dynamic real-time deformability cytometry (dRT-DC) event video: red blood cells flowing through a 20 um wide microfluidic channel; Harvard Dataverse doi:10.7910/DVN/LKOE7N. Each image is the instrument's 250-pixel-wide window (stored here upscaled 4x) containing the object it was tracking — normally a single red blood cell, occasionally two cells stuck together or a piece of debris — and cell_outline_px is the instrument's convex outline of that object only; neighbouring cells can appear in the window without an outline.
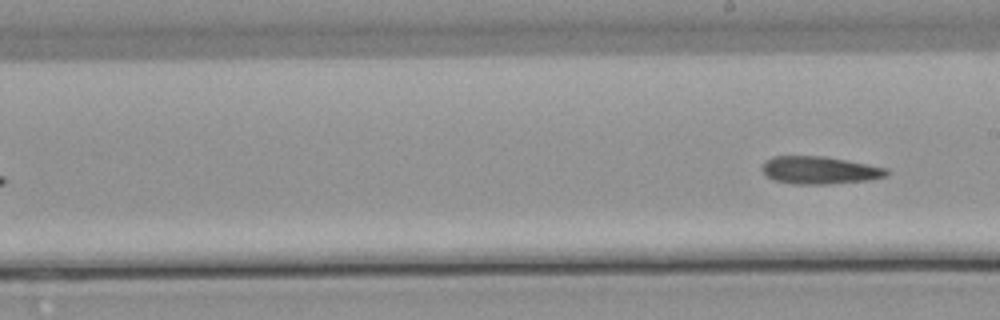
{"species": "common noctule bat (a hibernating species)", "species_latin": "Nyctalus noctula", "temperature_condition": "warm", "stored_images_in_passage": 11, "segment_of_instrument_passage": [2, 2], "camera_frame_rate_fps": 3000, "um_per_image_px": 0.085, "animal": {"sex": "male", "body_mass_g": 21.5, "forearm_length_mm": 52.0}, "frame": {"image": 1, "passage_image": 11, "time_ms": 12.667, "image_size_px": [1000, 320], "cell_outline_px": [[888, 176], [868, 180], [828, 184], [792, 184], [776, 180], [768, 176], [760, 168], [764, 160], [772, 156], [824, 156], [888, 168]], "centroid_in_image_um": [69.65, 14.46], "position_along_channel_um": 219.4, "area_um2": 20.06}}